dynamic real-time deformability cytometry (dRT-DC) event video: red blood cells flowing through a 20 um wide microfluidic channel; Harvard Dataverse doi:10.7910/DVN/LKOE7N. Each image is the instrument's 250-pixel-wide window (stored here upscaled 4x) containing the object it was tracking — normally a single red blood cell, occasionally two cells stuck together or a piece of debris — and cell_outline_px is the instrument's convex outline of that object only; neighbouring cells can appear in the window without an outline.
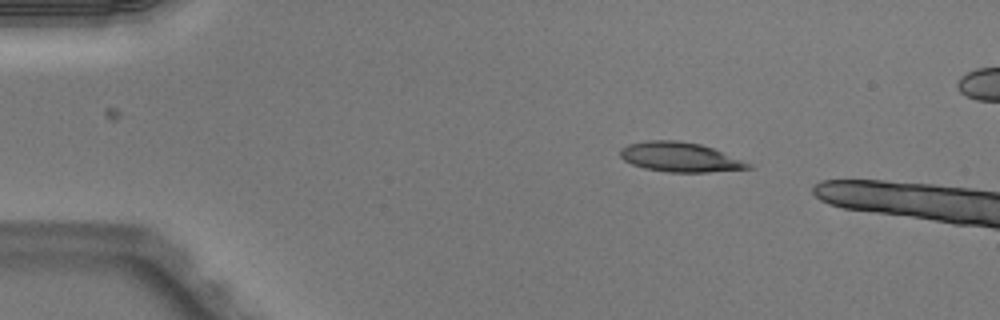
{"species": "Egyptian fruit bat (a non-hibernating species)", "species_latin": "Rousettus aegyptiacus", "temperature_condition": "warm", "stored_images_in_passage": 13, "camera_frame_rate_fps": 3000, "um_per_image_px": 0.085, "animal": {"sex": "male"}, "frame": {"image": 1, "passage_image": 8, "time_ms": 2.333, "image_size_px": [1000, 320], "cell_outline_px": [[756, 164], [752, 168], [708, 172], [668, 172], [644, 168], [632, 164], [624, 160], [620, 156], [620, 148], [628, 144], [648, 140], [676, 140], [700, 144], [712, 148]], "centroid_in_image_um": [57.84, 13.35], "position_along_channel_um": 27.2, "area_um2": 22.2}}